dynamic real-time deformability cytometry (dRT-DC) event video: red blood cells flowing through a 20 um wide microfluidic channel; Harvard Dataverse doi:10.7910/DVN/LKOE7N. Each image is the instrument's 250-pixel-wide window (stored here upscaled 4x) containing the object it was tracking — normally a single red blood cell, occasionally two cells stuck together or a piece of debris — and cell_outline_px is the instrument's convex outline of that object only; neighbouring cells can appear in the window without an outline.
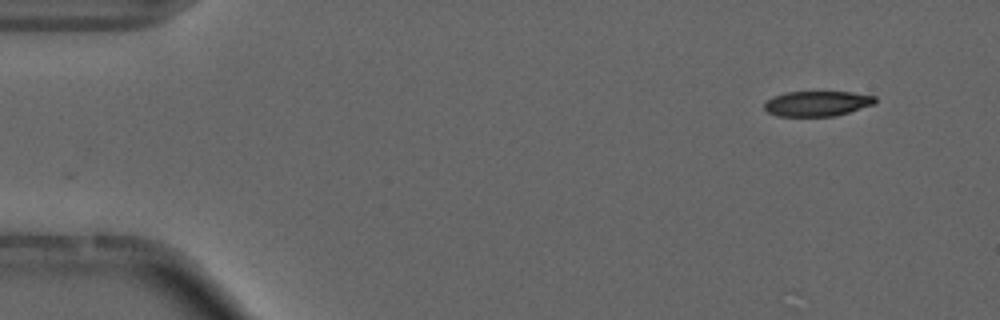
{"species": "common noctule bat (a hibernating species)", "species_latin": "Nyctalus noctula", "temperature_condition": "cold", "stored_images_in_passage": 51, "camera_frame_rate_fps": 3000, "um_per_image_px": 0.085, "animal": {"sex": "male", "forearm_length_mm": 52.5}, "frame": {"image": 1, "passage_image": 1, "time_ms": 0.0, "image_size_px": [1000, 320], "cell_outline_px": [[876, 100], [872, 104], [836, 116], [776, 116], [768, 112], [764, 108], [764, 100], [772, 96], [784, 92], [852, 92], [876, 96]], "centroid_in_image_um": [69.39, 8.79], "position_along_channel_um": 15.6, "area_um2": 16.3}}
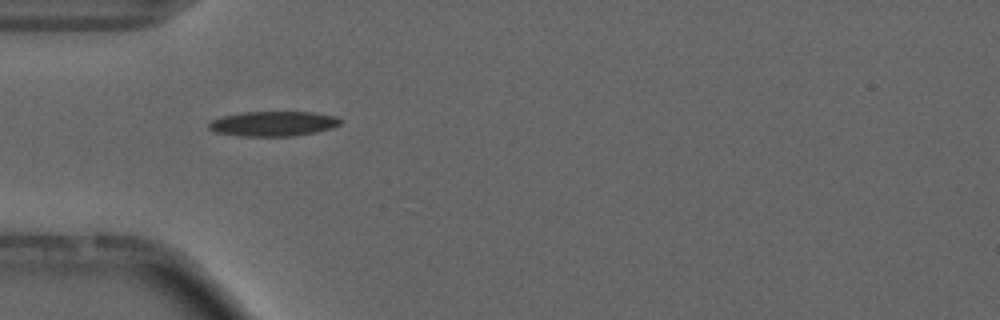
{"frame": {"image": 2, "passage_image": 13, "time_ms": 4.0, "image_size_px": [1000, 320], "cell_outline_px": [[340, 124], [332, 128], [316, 132], [292, 136], [240, 136], [216, 132], [208, 128], [208, 124], [212, 120], [224, 116], [244, 112], [312, 112], [336, 116], [340, 120]], "centroid_in_image_um": [23.23, 10.51], "position_along_channel_um": 61.8, "area_um2": 18.96}}
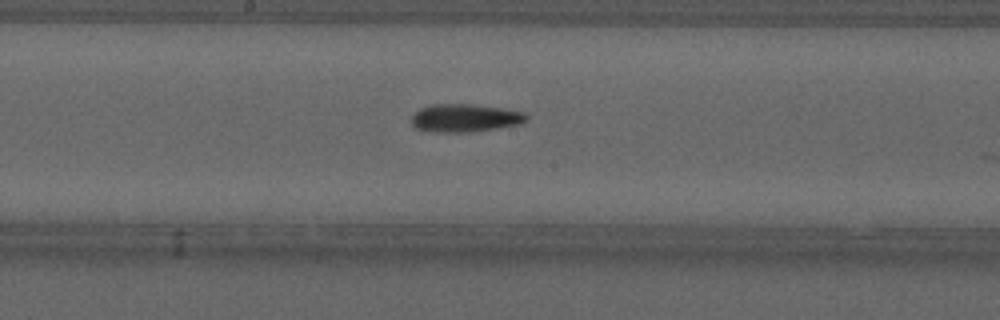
{"frame": {"image": 3, "passage_image": 25, "time_ms": 8.0, "image_size_px": [1000, 320], "cell_outline_px": [[528, 120], [520, 124], [472, 132], [432, 132], [416, 128], [412, 124], [412, 116], [420, 108], [432, 104], [472, 104], [500, 108], [524, 112], [528, 116]], "centroid_in_image_um": [39.52, 10.03], "position_along_channel_um": 208.7, "area_um2": 18.73}}